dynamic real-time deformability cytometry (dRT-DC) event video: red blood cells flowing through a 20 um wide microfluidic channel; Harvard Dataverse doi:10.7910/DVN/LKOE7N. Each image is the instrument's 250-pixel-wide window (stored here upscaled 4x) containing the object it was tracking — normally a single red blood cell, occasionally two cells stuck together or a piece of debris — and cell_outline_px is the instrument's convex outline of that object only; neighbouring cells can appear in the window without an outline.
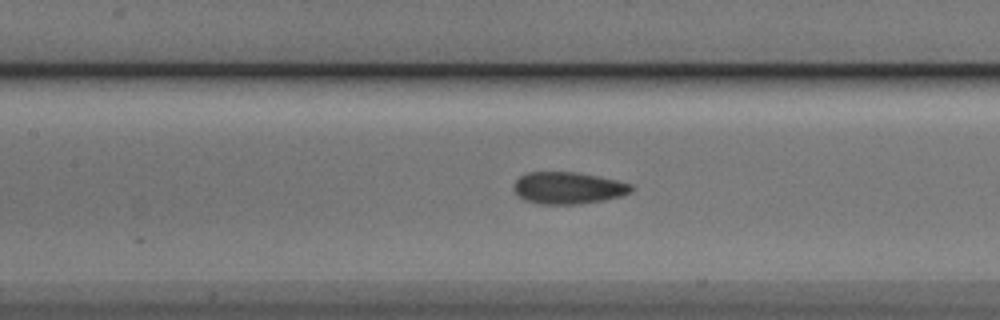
{"species": "Egyptian fruit bat (a non-hibernating species)", "species_latin": "Rousettus aegyptiacus", "temperature_condition": "cold", "stored_images_in_passage": 29, "camera_frame_rate_fps": 3000, "um_per_image_px": 0.085, "animal": {"sex": "male"}, "frame": {"image": 1, "passage_image": 24, "time_ms": 7.667, "image_size_px": [1000, 320], "cell_outline_px": [[636, 188], [632, 192], [620, 196], [604, 200], [580, 204], [540, 204], [524, 200], [516, 196], [512, 188], [516, 180], [520, 176], [528, 172], [576, 172], [616, 180], [632, 184]], "centroid_in_image_um": [48.28, 15.98], "position_along_channel_um": 159.1, "area_um2": 22.08}}
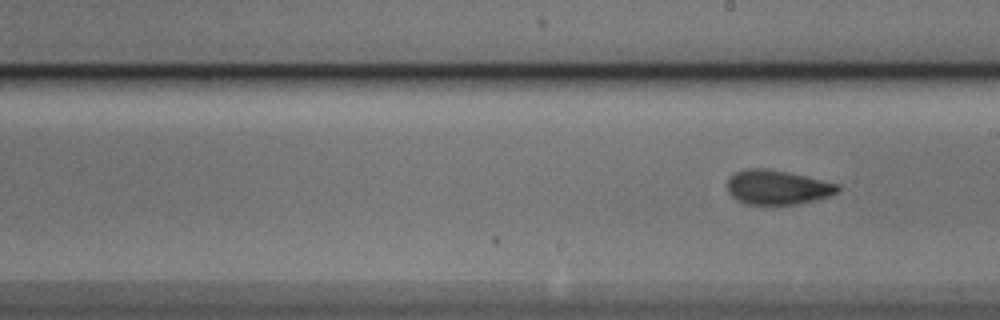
{"frame": {"image": 2, "passage_image": 29, "time_ms": 9.333, "image_size_px": [1000, 320], "cell_outline_px": [[840, 188], [836, 192], [828, 196], [816, 200], [796, 204], [748, 204], [736, 200], [728, 192], [728, 180], [736, 172], [748, 168], [764, 168], [788, 172], [840, 184]], "centroid_in_image_um": [66.08, 15.92], "position_along_channel_um": 222.9, "area_um2": 21.96}}